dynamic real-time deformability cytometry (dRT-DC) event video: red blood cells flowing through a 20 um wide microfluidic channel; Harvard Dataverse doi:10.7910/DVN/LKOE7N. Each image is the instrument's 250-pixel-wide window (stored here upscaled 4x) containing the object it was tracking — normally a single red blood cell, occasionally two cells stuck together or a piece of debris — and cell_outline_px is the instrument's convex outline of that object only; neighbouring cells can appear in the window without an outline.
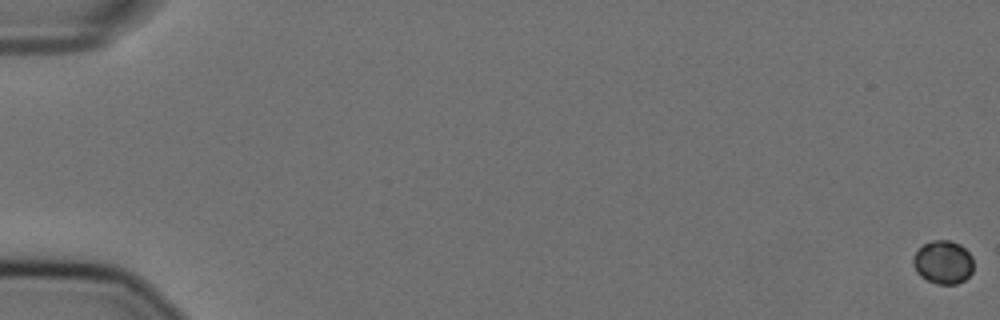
{"species": "Egyptian fruit bat (a non-hibernating species)", "species_latin": "Rousettus aegyptiacus", "temperature_condition": "cold", "stored_images_in_passage": 60, "camera_frame_rate_fps": 3000, "um_per_image_px": 0.085, "animal": {"sex": "female"}, "frame": {"image": 1, "passage_image": 1, "time_ms": 0.0, "image_size_px": [1000, 320], "cell_outline_px": [[972, 272], [964, 280], [956, 284], [936, 284], [920, 276], [916, 272], [912, 264], [912, 260], [916, 252], [924, 244], [932, 240], [952, 240], [960, 244], [972, 256]], "centroid_in_image_um": [80.15, 22.29], "position_along_channel_um": 4.8, "area_um2": 15.26}}
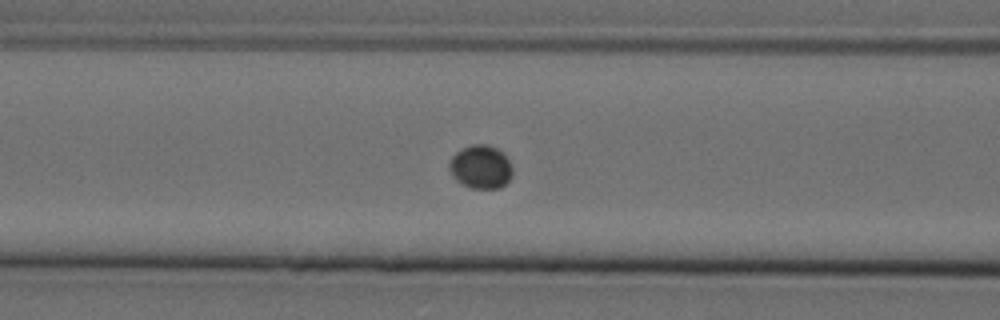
{"frame": {"image": 2, "passage_image": 26, "time_ms": 8.333, "image_size_px": [1000, 320], "cell_outline_px": [[512, 176], [500, 188], [472, 188], [456, 180], [452, 176], [448, 164], [452, 156], [456, 152], [472, 144], [488, 144], [496, 148], [508, 160], [512, 168]], "centroid_in_image_um": [40.85, 14.18], "position_along_channel_um": 125.8, "area_um2": 15.78}}
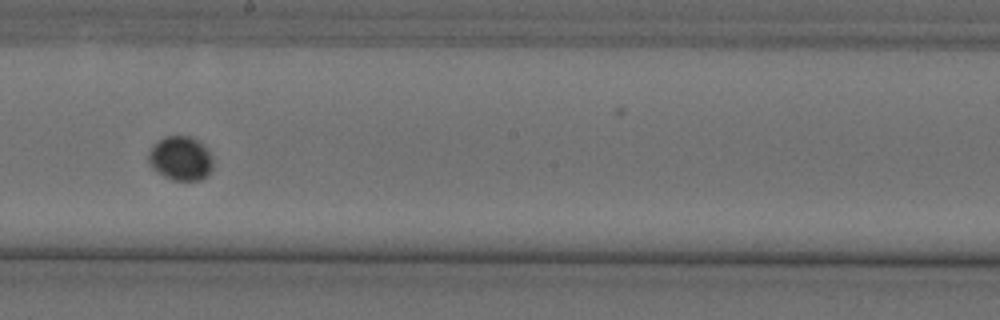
{"frame": {"image": 3, "passage_image": 35, "time_ms": 11.333, "image_size_px": [1000, 320], "cell_outline_px": [[212, 168], [208, 176], [200, 180], [172, 180], [164, 176], [152, 168], [148, 160], [148, 152], [156, 140], [164, 136], [192, 136], [212, 156]], "centroid_in_image_um": [15.32, 13.46], "position_along_channel_um": 232.9, "area_um2": 16.59}}